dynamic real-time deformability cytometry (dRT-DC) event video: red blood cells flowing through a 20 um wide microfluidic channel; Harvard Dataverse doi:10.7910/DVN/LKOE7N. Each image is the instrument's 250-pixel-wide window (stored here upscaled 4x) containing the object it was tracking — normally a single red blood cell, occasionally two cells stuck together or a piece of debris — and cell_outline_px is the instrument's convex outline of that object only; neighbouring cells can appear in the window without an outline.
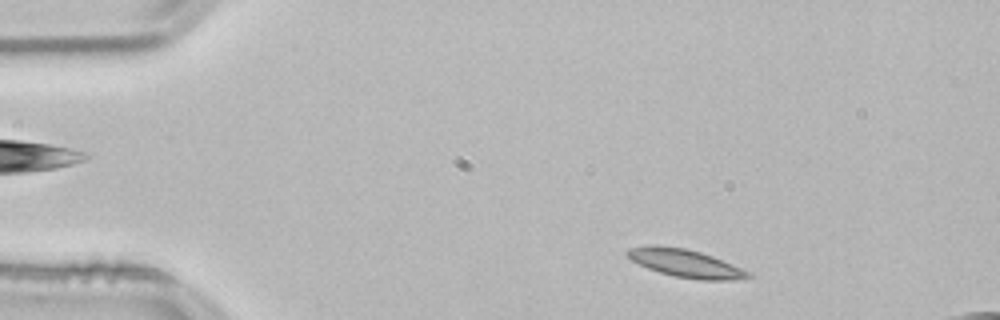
{"species": "common noctule bat (a hibernating species)", "species_latin": "Nyctalus noctula", "temperature_condition": "room temperature", "stored_images_in_passage": 50, "camera_frame_rate_fps": 3000, "um_per_image_px": 0.085, "animal": {"sex": "male", "body_mass_g": 21.5, "forearm_length_mm": 52.0}, "frame": {"image": 1, "passage_image": 4, "time_ms": 1.0, "image_size_px": [1000, 320], "cell_outline_px": [[752, 276], [732, 280], [700, 280], [672, 276], [648, 268], [632, 260], [624, 252], [628, 248], [644, 244], [656, 244], [684, 248], [700, 252], [712, 256], [732, 264], [748, 272]], "centroid_in_image_um": [58.18, 22.35], "position_along_channel_um": 26.8, "area_um2": 19.65}}
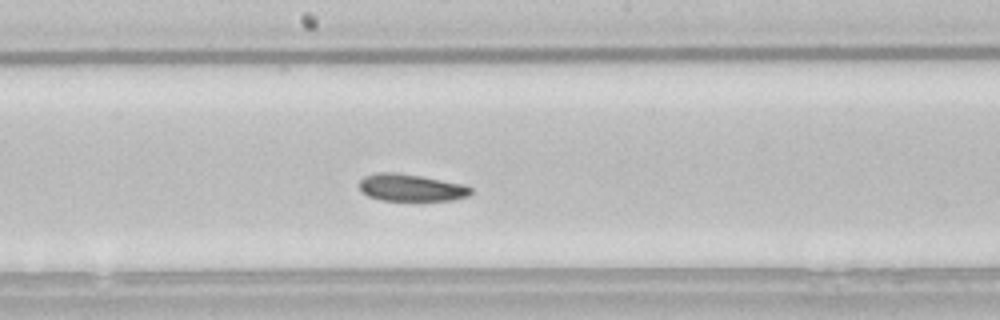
{"frame": {"image": 2, "passage_image": 24, "time_ms": 7.667, "image_size_px": [1000, 320], "cell_outline_px": [[472, 192], [468, 196], [452, 200], [380, 200], [368, 196], [360, 192], [360, 180], [364, 176], [376, 172], [392, 172], [420, 176], [460, 184], [472, 188]], "centroid_in_image_um": [34.88, 15.95], "position_along_channel_um": 213.3, "area_um2": 17.46}}
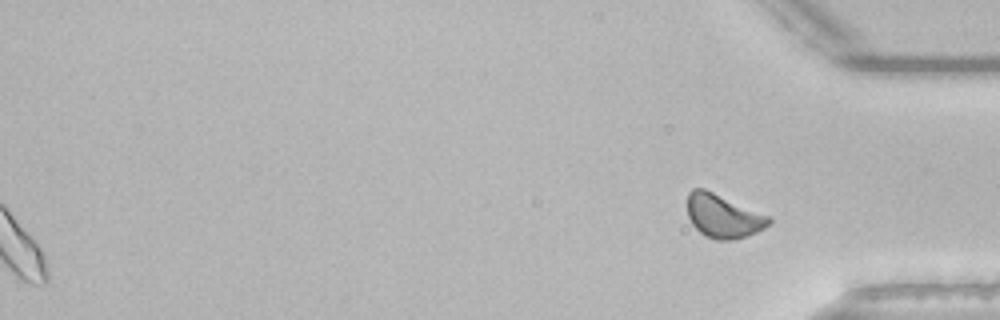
{"frame": {"image": 3, "passage_image": 50, "time_ms": 16.333, "image_size_px": [1000, 320], "cell_outline_px": [[772, 220], [764, 228], [756, 232], [736, 240], [716, 240], [704, 236], [692, 224], [688, 216], [688, 192], [692, 188], [704, 188], [768, 216]], "centroid_in_image_um": [61.43, 18.38], "position_along_channel_um": 373.8, "area_um2": 20.46}, "authors_computed_cell_mechanics": {"area_um2": 18.5827, "velocity_mm_per_s": 3.7931, "shape_relaxation_time_tau1_ms": 3.7403, "shape_relaxation_time_tau2_ms": 3.7158, "deformation_change_tau1": 0.0822, "deformation_change_tau2": 0.1025}}